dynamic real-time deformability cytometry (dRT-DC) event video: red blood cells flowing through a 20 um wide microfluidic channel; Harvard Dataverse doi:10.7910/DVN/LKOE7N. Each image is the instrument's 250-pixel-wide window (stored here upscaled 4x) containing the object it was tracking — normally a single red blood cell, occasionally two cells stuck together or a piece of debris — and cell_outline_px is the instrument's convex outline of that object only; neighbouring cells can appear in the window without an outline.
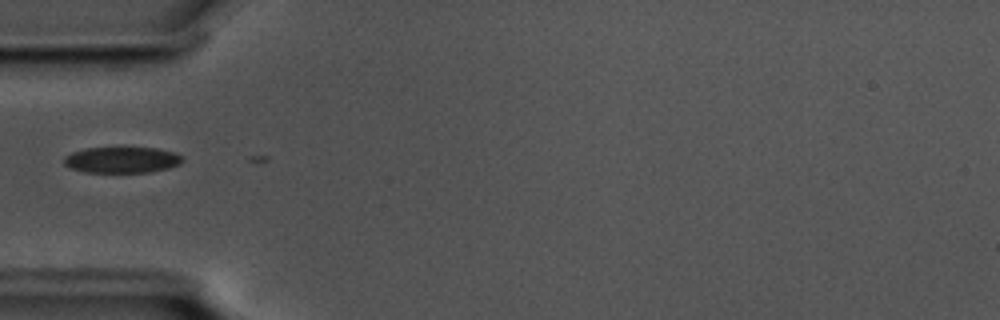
{"species": "common noctule bat (a hibernating species)", "species_latin": "Nyctalus noctula", "temperature_condition": "cold", "stored_images_in_passage": 3, "camera_frame_rate_fps": 3000, "um_per_image_px": 0.085, "animal": {"sex": "male", "body_mass_g": 17.5, "forearm_length_mm": 52.3}, "frame": {"image": 1, "passage_image": 2, "time_ms": 0.333, "image_size_px": [1000, 320], "cell_outline_px": [[184, 160], [180, 164], [168, 168], [148, 172], [84, 172], [68, 168], [64, 164], [64, 156], [72, 152], [84, 148], [160, 148], [176, 152], [184, 156]], "centroid_in_image_um": [10.38, 13.58], "position_along_channel_um": 74.6, "area_um2": 18.21}}